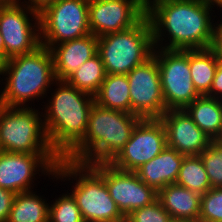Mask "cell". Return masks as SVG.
Returning a JSON list of instances; mask_svg holds the SVG:
<instances>
[{
    "label": "cell",
    "instance_id": "39",
    "mask_svg": "<svg viewBox=\"0 0 222 222\" xmlns=\"http://www.w3.org/2000/svg\"><path fill=\"white\" fill-rule=\"evenodd\" d=\"M5 65V61L0 57V75H2V71ZM1 78V76H0Z\"/></svg>",
    "mask_w": 222,
    "mask_h": 222
},
{
    "label": "cell",
    "instance_id": "14",
    "mask_svg": "<svg viewBox=\"0 0 222 222\" xmlns=\"http://www.w3.org/2000/svg\"><path fill=\"white\" fill-rule=\"evenodd\" d=\"M126 76L129 83L131 114L142 119L160 118L166 107L155 55L133 68Z\"/></svg>",
    "mask_w": 222,
    "mask_h": 222
},
{
    "label": "cell",
    "instance_id": "6",
    "mask_svg": "<svg viewBox=\"0 0 222 222\" xmlns=\"http://www.w3.org/2000/svg\"><path fill=\"white\" fill-rule=\"evenodd\" d=\"M106 74L127 75L153 55L152 27L145 15L135 26L97 37Z\"/></svg>",
    "mask_w": 222,
    "mask_h": 222
},
{
    "label": "cell",
    "instance_id": "30",
    "mask_svg": "<svg viewBox=\"0 0 222 222\" xmlns=\"http://www.w3.org/2000/svg\"><path fill=\"white\" fill-rule=\"evenodd\" d=\"M15 193L0 187V222H7Z\"/></svg>",
    "mask_w": 222,
    "mask_h": 222
},
{
    "label": "cell",
    "instance_id": "4",
    "mask_svg": "<svg viewBox=\"0 0 222 222\" xmlns=\"http://www.w3.org/2000/svg\"><path fill=\"white\" fill-rule=\"evenodd\" d=\"M2 76L1 86L5 85L0 89V105L29 107L35 99L44 100L57 81L51 50L41 45L31 53L8 59Z\"/></svg>",
    "mask_w": 222,
    "mask_h": 222
},
{
    "label": "cell",
    "instance_id": "11",
    "mask_svg": "<svg viewBox=\"0 0 222 222\" xmlns=\"http://www.w3.org/2000/svg\"><path fill=\"white\" fill-rule=\"evenodd\" d=\"M60 160L57 154L0 151V187L15 194L34 191L36 174L41 172L51 179Z\"/></svg>",
    "mask_w": 222,
    "mask_h": 222
},
{
    "label": "cell",
    "instance_id": "34",
    "mask_svg": "<svg viewBox=\"0 0 222 222\" xmlns=\"http://www.w3.org/2000/svg\"><path fill=\"white\" fill-rule=\"evenodd\" d=\"M22 0H0V6L20 4Z\"/></svg>",
    "mask_w": 222,
    "mask_h": 222
},
{
    "label": "cell",
    "instance_id": "10",
    "mask_svg": "<svg viewBox=\"0 0 222 222\" xmlns=\"http://www.w3.org/2000/svg\"><path fill=\"white\" fill-rule=\"evenodd\" d=\"M0 32L5 47V62L41 46L39 14L23 3L0 6Z\"/></svg>",
    "mask_w": 222,
    "mask_h": 222
},
{
    "label": "cell",
    "instance_id": "28",
    "mask_svg": "<svg viewBox=\"0 0 222 222\" xmlns=\"http://www.w3.org/2000/svg\"><path fill=\"white\" fill-rule=\"evenodd\" d=\"M198 222H222V187L211 188L201 196Z\"/></svg>",
    "mask_w": 222,
    "mask_h": 222
},
{
    "label": "cell",
    "instance_id": "15",
    "mask_svg": "<svg viewBox=\"0 0 222 222\" xmlns=\"http://www.w3.org/2000/svg\"><path fill=\"white\" fill-rule=\"evenodd\" d=\"M146 15V0H89V27L100 37L135 26Z\"/></svg>",
    "mask_w": 222,
    "mask_h": 222
},
{
    "label": "cell",
    "instance_id": "31",
    "mask_svg": "<svg viewBox=\"0 0 222 222\" xmlns=\"http://www.w3.org/2000/svg\"><path fill=\"white\" fill-rule=\"evenodd\" d=\"M207 96L222 100V62L218 63L210 93Z\"/></svg>",
    "mask_w": 222,
    "mask_h": 222
},
{
    "label": "cell",
    "instance_id": "16",
    "mask_svg": "<svg viewBox=\"0 0 222 222\" xmlns=\"http://www.w3.org/2000/svg\"><path fill=\"white\" fill-rule=\"evenodd\" d=\"M166 130L167 146L185 156H199L211 139L192 120L185 109H170L160 117Z\"/></svg>",
    "mask_w": 222,
    "mask_h": 222
},
{
    "label": "cell",
    "instance_id": "7",
    "mask_svg": "<svg viewBox=\"0 0 222 222\" xmlns=\"http://www.w3.org/2000/svg\"><path fill=\"white\" fill-rule=\"evenodd\" d=\"M0 151L56 154L48 142L43 124V112L32 106L0 105Z\"/></svg>",
    "mask_w": 222,
    "mask_h": 222
},
{
    "label": "cell",
    "instance_id": "37",
    "mask_svg": "<svg viewBox=\"0 0 222 222\" xmlns=\"http://www.w3.org/2000/svg\"><path fill=\"white\" fill-rule=\"evenodd\" d=\"M169 222H196V221L188 220V219H181V218H172L171 217Z\"/></svg>",
    "mask_w": 222,
    "mask_h": 222
},
{
    "label": "cell",
    "instance_id": "35",
    "mask_svg": "<svg viewBox=\"0 0 222 222\" xmlns=\"http://www.w3.org/2000/svg\"><path fill=\"white\" fill-rule=\"evenodd\" d=\"M0 57L5 61V47L1 32H0Z\"/></svg>",
    "mask_w": 222,
    "mask_h": 222
},
{
    "label": "cell",
    "instance_id": "22",
    "mask_svg": "<svg viewBox=\"0 0 222 222\" xmlns=\"http://www.w3.org/2000/svg\"><path fill=\"white\" fill-rule=\"evenodd\" d=\"M211 48L189 50V67L195 90L200 96L208 95L219 63Z\"/></svg>",
    "mask_w": 222,
    "mask_h": 222
},
{
    "label": "cell",
    "instance_id": "18",
    "mask_svg": "<svg viewBox=\"0 0 222 222\" xmlns=\"http://www.w3.org/2000/svg\"><path fill=\"white\" fill-rule=\"evenodd\" d=\"M184 157L174 148L166 146L159 155L143 164L135 173L147 186L158 192L176 182Z\"/></svg>",
    "mask_w": 222,
    "mask_h": 222
},
{
    "label": "cell",
    "instance_id": "8",
    "mask_svg": "<svg viewBox=\"0 0 222 222\" xmlns=\"http://www.w3.org/2000/svg\"><path fill=\"white\" fill-rule=\"evenodd\" d=\"M41 45H54L91 34L89 0H57L39 14Z\"/></svg>",
    "mask_w": 222,
    "mask_h": 222
},
{
    "label": "cell",
    "instance_id": "20",
    "mask_svg": "<svg viewBox=\"0 0 222 222\" xmlns=\"http://www.w3.org/2000/svg\"><path fill=\"white\" fill-rule=\"evenodd\" d=\"M193 122L211 140H215L222 128V100L199 96L185 108Z\"/></svg>",
    "mask_w": 222,
    "mask_h": 222
},
{
    "label": "cell",
    "instance_id": "26",
    "mask_svg": "<svg viewBox=\"0 0 222 222\" xmlns=\"http://www.w3.org/2000/svg\"><path fill=\"white\" fill-rule=\"evenodd\" d=\"M68 192L49 202L48 222H84L75 198Z\"/></svg>",
    "mask_w": 222,
    "mask_h": 222
},
{
    "label": "cell",
    "instance_id": "25",
    "mask_svg": "<svg viewBox=\"0 0 222 222\" xmlns=\"http://www.w3.org/2000/svg\"><path fill=\"white\" fill-rule=\"evenodd\" d=\"M176 184L199 195L211 189V184L200 156H185Z\"/></svg>",
    "mask_w": 222,
    "mask_h": 222
},
{
    "label": "cell",
    "instance_id": "33",
    "mask_svg": "<svg viewBox=\"0 0 222 222\" xmlns=\"http://www.w3.org/2000/svg\"><path fill=\"white\" fill-rule=\"evenodd\" d=\"M57 0H23L21 3L26 5L30 10L40 14L45 8L55 3Z\"/></svg>",
    "mask_w": 222,
    "mask_h": 222
},
{
    "label": "cell",
    "instance_id": "2",
    "mask_svg": "<svg viewBox=\"0 0 222 222\" xmlns=\"http://www.w3.org/2000/svg\"><path fill=\"white\" fill-rule=\"evenodd\" d=\"M55 85L44 105L43 124L51 148L64 158L84 138L95 101L93 95L65 81H56Z\"/></svg>",
    "mask_w": 222,
    "mask_h": 222
},
{
    "label": "cell",
    "instance_id": "1",
    "mask_svg": "<svg viewBox=\"0 0 222 222\" xmlns=\"http://www.w3.org/2000/svg\"><path fill=\"white\" fill-rule=\"evenodd\" d=\"M211 11L215 10L210 0H146L154 48H211L217 17Z\"/></svg>",
    "mask_w": 222,
    "mask_h": 222
},
{
    "label": "cell",
    "instance_id": "3",
    "mask_svg": "<svg viewBox=\"0 0 222 222\" xmlns=\"http://www.w3.org/2000/svg\"><path fill=\"white\" fill-rule=\"evenodd\" d=\"M142 118L94 103L84 138L64 159L85 165L110 162L125 146Z\"/></svg>",
    "mask_w": 222,
    "mask_h": 222
},
{
    "label": "cell",
    "instance_id": "13",
    "mask_svg": "<svg viewBox=\"0 0 222 222\" xmlns=\"http://www.w3.org/2000/svg\"><path fill=\"white\" fill-rule=\"evenodd\" d=\"M104 180L108 192L124 217L157 200L158 192L135 172L115 168L109 162L90 165Z\"/></svg>",
    "mask_w": 222,
    "mask_h": 222
},
{
    "label": "cell",
    "instance_id": "29",
    "mask_svg": "<svg viewBox=\"0 0 222 222\" xmlns=\"http://www.w3.org/2000/svg\"><path fill=\"white\" fill-rule=\"evenodd\" d=\"M171 216L157 199L150 205L132 211L125 222H169Z\"/></svg>",
    "mask_w": 222,
    "mask_h": 222
},
{
    "label": "cell",
    "instance_id": "21",
    "mask_svg": "<svg viewBox=\"0 0 222 222\" xmlns=\"http://www.w3.org/2000/svg\"><path fill=\"white\" fill-rule=\"evenodd\" d=\"M97 105L116 111L131 113L129 83L126 75L107 74L94 95Z\"/></svg>",
    "mask_w": 222,
    "mask_h": 222
},
{
    "label": "cell",
    "instance_id": "36",
    "mask_svg": "<svg viewBox=\"0 0 222 222\" xmlns=\"http://www.w3.org/2000/svg\"><path fill=\"white\" fill-rule=\"evenodd\" d=\"M211 1V4H212V6H213V8H215V5H216V9H218V7H219V11H221L222 10V0H210Z\"/></svg>",
    "mask_w": 222,
    "mask_h": 222
},
{
    "label": "cell",
    "instance_id": "38",
    "mask_svg": "<svg viewBox=\"0 0 222 222\" xmlns=\"http://www.w3.org/2000/svg\"><path fill=\"white\" fill-rule=\"evenodd\" d=\"M215 141L222 145V128L219 135L216 137Z\"/></svg>",
    "mask_w": 222,
    "mask_h": 222
},
{
    "label": "cell",
    "instance_id": "24",
    "mask_svg": "<svg viewBox=\"0 0 222 222\" xmlns=\"http://www.w3.org/2000/svg\"><path fill=\"white\" fill-rule=\"evenodd\" d=\"M106 75L104 64L97 53L76 69L65 82L78 90L94 96L101 87Z\"/></svg>",
    "mask_w": 222,
    "mask_h": 222
},
{
    "label": "cell",
    "instance_id": "23",
    "mask_svg": "<svg viewBox=\"0 0 222 222\" xmlns=\"http://www.w3.org/2000/svg\"><path fill=\"white\" fill-rule=\"evenodd\" d=\"M33 190L15 195L7 222H48L49 204Z\"/></svg>",
    "mask_w": 222,
    "mask_h": 222
},
{
    "label": "cell",
    "instance_id": "12",
    "mask_svg": "<svg viewBox=\"0 0 222 222\" xmlns=\"http://www.w3.org/2000/svg\"><path fill=\"white\" fill-rule=\"evenodd\" d=\"M166 146V130L160 118L141 119L125 146L109 163L117 169L135 172Z\"/></svg>",
    "mask_w": 222,
    "mask_h": 222
},
{
    "label": "cell",
    "instance_id": "9",
    "mask_svg": "<svg viewBox=\"0 0 222 222\" xmlns=\"http://www.w3.org/2000/svg\"><path fill=\"white\" fill-rule=\"evenodd\" d=\"M153 54L158 63L166 110L185 109L200 96L191 78L189 50L154 48Z\"/></svg>",
    "mask_w": 222,
    "mask_h": 222
},
{
    "label": "cell",
    "instance_id": "19",
    "mask_svg": "<svg viewBox=\"0 0 222 222\" xmlns=\"http://www.w3.org/2000/svg\"><path fill=\"white\" fill-rule=\"evenodd\" d=\"M157 199L172 218L188 219L198 222L201 195L176 183L158 191Z\"/></svg>",
    "mask_w": 222,
    "mask_h": 222
},
{
    "label": "cell",
    "instance_id": "5",
    "mask_svg": "<svg viewBox=\"0 0 222 222\" xmlns=\"http://www.w3.org/2000/svg\"><path fill=\"white\" fill-rule=\"evenodd\" d=\"M52 179L75 181L70 193L84 222H125V217L108 192L105 180L90 165L61 158Z\"/></svg>",
    "mask_w": 222,
    "mask_h": 222
},
{
    "label": "cell",
    "instance_id": "32",
    "mask_svg": "<svg viewBox=\"0 0 222 222\" xmlns=\"http://www.w3.org/2000/svg\"><path fill=\"white\" fill-rule=\"evenodd\" d=\"M211 49L215 52L219 61L222 62V20L219 19L215 22Z\"/></svg>",
    "mask_w": 222,
    "mask_h": 222
},
{
    "label": "cell",
    "instance_id": "17",
    "mask_svg": "<svg viewBox=\"0 0 222 222\" xmlns=\"http://www.w3.org/2000/svg\"><path fill=\"white\" fill-rule=\"evenodd\" d=\"M57 81H65L83 63L97 54L98 39L92 33L54 45L51 49Z\"/></svg>",
    "mask_w": 222,
    "mask_h": 222
},
{
    "label": "cell",
    "instance_id": "27",
    "mask_svg": "<svg viewBox=\"0 0 222 222\" xmlns=\"http://www.w3.org/2000/svg\"><path fill=\"white\" fill-rule=\"evenodd\" d=\"M205 166L211 188L222 187V145L212 140L199 155Z\"/></svg>",
    "mask_w": 222,
    "mask_h": 222
}]
</instances>
